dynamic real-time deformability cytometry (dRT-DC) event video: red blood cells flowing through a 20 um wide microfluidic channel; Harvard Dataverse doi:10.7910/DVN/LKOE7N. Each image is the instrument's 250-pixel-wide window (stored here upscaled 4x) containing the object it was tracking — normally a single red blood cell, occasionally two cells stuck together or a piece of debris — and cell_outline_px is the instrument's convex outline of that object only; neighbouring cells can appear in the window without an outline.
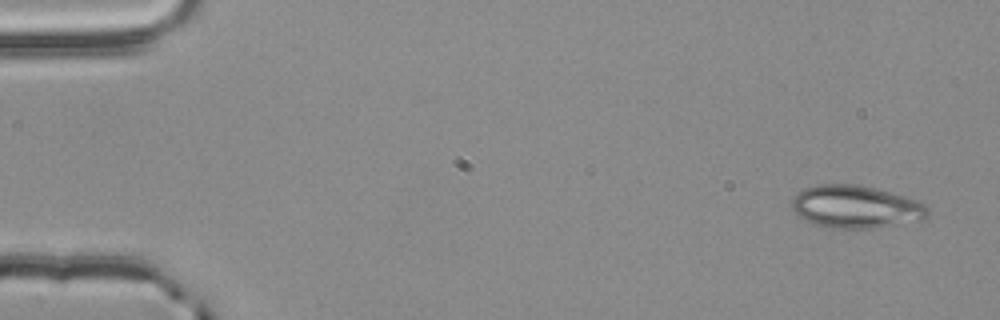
{"species": "common noctule bat (a hibernating species)", "species_latin": "Nyctalus noctula", "temperature_condition": "room temperature", "stored_images_in_passage": 5, "segment_of_instrument_passage": [2, 2], "camera_frame_rate_fps": 3000, "um_per_image_px": 0.085, "animal": {"sex": "male", "body_mass_g": 20.4}, "frame": {"image": 1, "passage_image": 5, "time_ms": 1.333, "image_size_px": [1000, 320], "cell_outline_px": [[928, 216], [924, 220], [876, 228], [824, 228], [812, 224], [804, 220], [792, 208], [792, 196], [796, 192], [804, 188], [816, 184], [856, 184], [876, 188], [904, 196], [916, 200], [924, 204], [928, 208]], "centroid_in_image_um": [72.71, 17.58], "position_along_channel_um": 12.3, "area_um2": 34.22}}